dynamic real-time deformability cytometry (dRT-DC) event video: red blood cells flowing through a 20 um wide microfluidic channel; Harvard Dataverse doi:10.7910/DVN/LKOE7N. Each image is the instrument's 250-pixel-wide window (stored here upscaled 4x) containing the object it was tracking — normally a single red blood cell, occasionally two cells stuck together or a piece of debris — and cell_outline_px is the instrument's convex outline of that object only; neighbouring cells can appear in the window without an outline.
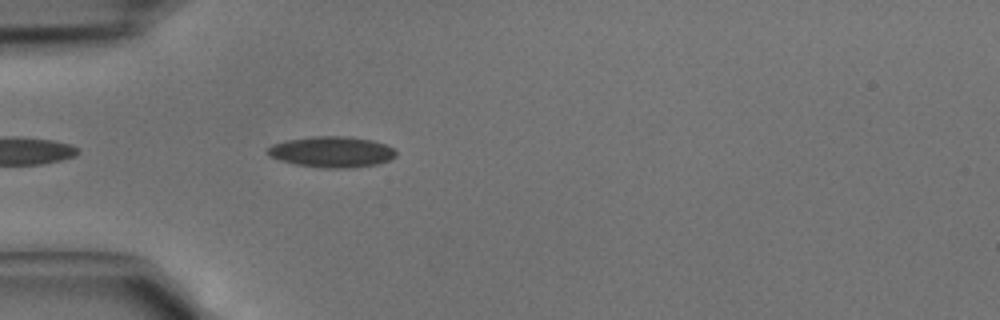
{"species": "common noctule bat (a hibernating species)", "species_latin": "Nyctalus noctula", "temperature_condition": "cold", "stored_images_in_passage": 21, "camera_frame_rate_fps": 3000, "um_per_image_px": 0.085, "animal": {"sex": "male", "body_mass_g": 15.6}, "frame": {"image": 1, "passage_image": 4, "time_ms": 1.0, "image_size_px": [1000, 320], "cell_outline_px": [[396, 156], [388, 160], [376, 164], [356, 168], [320, 168], [296, 164], [280, 160], [268, 156], [264, 152], [264, 148], [272, 144], [284, 140], [312, 136], [348, 136], [372, 140], [384, 144], [392, 148], [396, 152]], "centroid_in_image_um": [28.12, 12.91], "position_along_channel_um": 56.9, "area_um2": 23.47}}